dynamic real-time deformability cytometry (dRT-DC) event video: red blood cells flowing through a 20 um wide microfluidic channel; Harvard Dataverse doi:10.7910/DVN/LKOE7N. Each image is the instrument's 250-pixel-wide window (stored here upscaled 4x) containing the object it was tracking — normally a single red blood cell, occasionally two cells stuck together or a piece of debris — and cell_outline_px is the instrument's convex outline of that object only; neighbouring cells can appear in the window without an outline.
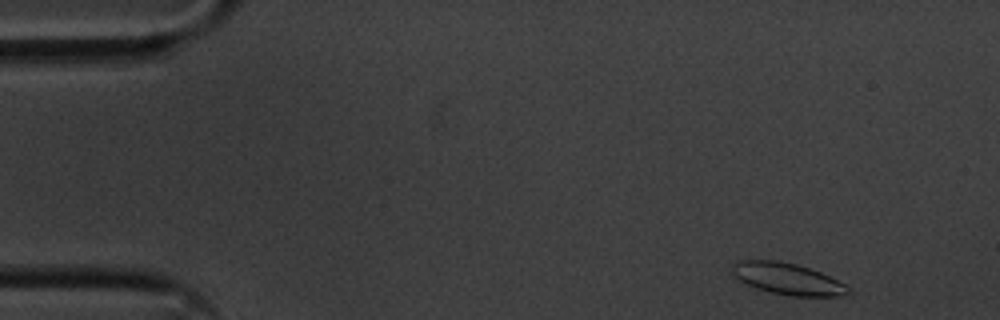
{"species": "common noctule bat (a hibernating species)", "species_latin": "Nyctalus noctula", "temperature_condition": "cold", "stored_images_in_passage": 53, "camera_frame_rate_fps": 3000, "um_per_image_px": 0.085, "animal": {"sex": "male", "body_mass_g": 20.1, "forearm_length_mm": 53.5}, "frame": {"image": 1, "passage_image": 2, "time_ms": 0.333, "image_size_px": [1000, 320], "cell_outline_px": [[852, 292], [840, 296], [788, 296], [756, 288], [740, 280], [732, 272], [732, 264], [736, 260], [776, 260], [796, 264], [820, 272], [844, 284]], "centroid_in_image_um": [66.92, 23.69], "position_along_channel_um": 18.1, "area_um2": 21.1}}
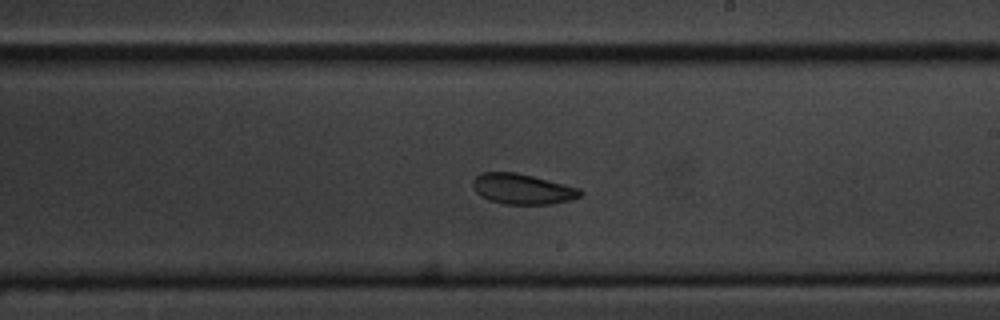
{"frame": {"image": 2, "passage_image": 29, "time_ms": 9.333, "image_size_px": [1000, 320], "cell_outline_px": [[584, 192], [580, 196], [572, 200], [552, 204], [504, 204], [488, 200], [480, 196], [476, 192], [472, 184], [472, 180], [480, 172], [516, 172], [580, 188]], "centroid_in_image_um": [44.39, 16.07], "position_along_channel_um": 244.6, "area_um2": 19.19}}
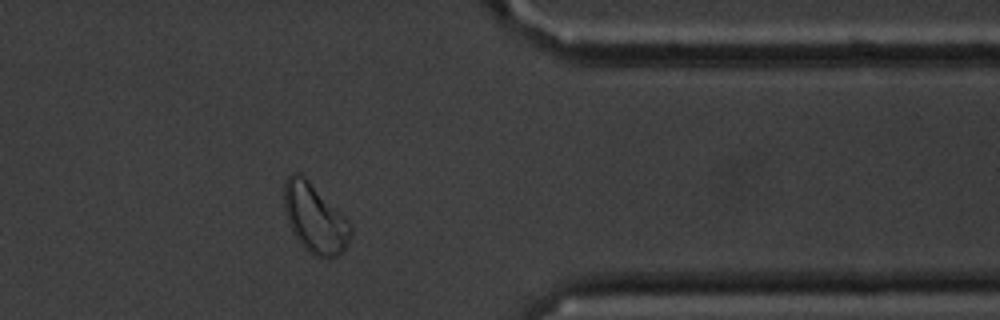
{"frame": {"image": 3, "passage_image": 42, "time_ms": 13.667, "image_size_px": [1000, 320], "cell_outline_px": [[352, 232], [348, 244], [336, 256], [328, 260], [316, 256], [308, 252], [300, 244], [292, 232], [284, 208], [284, 180], [292, 172], [296, 172], [304, 176], [348, 220], [352, 228]], "centroid_in_image_um": [26.74, 18.58], "position_along_channel_um": 384.7, "area_um2": 26.7}, "authors_computed_cell_mechanics": {"area_um2": 20.8658, "velocity_mm_per_s": 3.5519, "shape_relaxation_time_tau1_ms": 6.5386, "shape_relaxation_time_tau2_ms": 8.0454, "deformation_change_tau1": 0.1, "deformation_change_tau2": 0.1281}}